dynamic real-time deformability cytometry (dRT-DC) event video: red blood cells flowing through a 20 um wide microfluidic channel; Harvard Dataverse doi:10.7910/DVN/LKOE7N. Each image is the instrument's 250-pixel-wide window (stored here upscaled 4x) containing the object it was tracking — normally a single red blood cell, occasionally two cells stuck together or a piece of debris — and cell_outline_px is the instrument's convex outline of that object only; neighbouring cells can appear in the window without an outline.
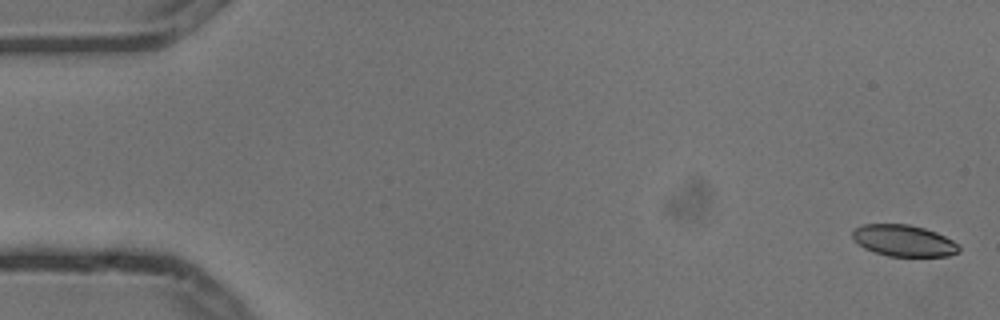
{"species": "common noctule bat (a hibernating species)", "species_latin": "Nyctalus noctula", "temperature_condition": "cold", "stored_images_in_passage": 6, "camera_frame_rate_fps": 3000, "um_per_image_px": 0.085, "animal": {"sex": "male", "body_mass_g": 13.3}, "frame": {"image": 1, "passage_image": 1, "time_ms": 0.0, "image_size_px": [1000, 320], "cell_outline_px": [[960, 252], [948, 256], [888, 256], [864, 248], [852, 240], [852, 232], [856, 228], [864, 224], [908, 224], [924, 228], [936, 232], [952, 240], [960, 248]], "centroid_in_image_um": [76.8, 20.45], "position_along_channel_um": 8.2, "area_um2": 19.48}}
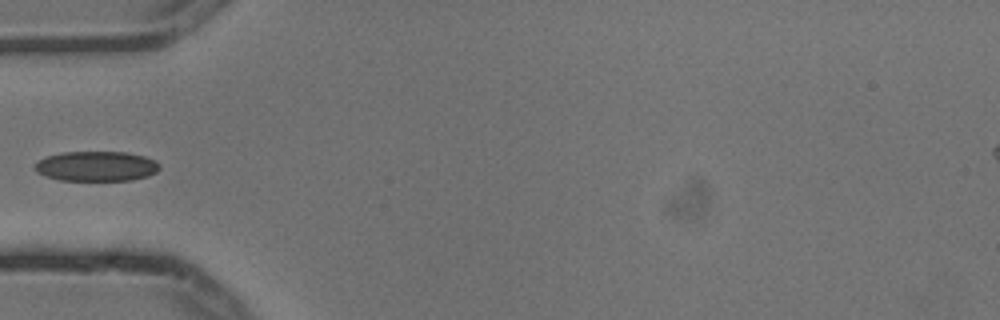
{"frame": {"image": 2, "passage_image": 5, "time_ms": 1.333, "image_size_px": [1000, 320], "cell_outline_px": [[160, 168], [156, 172], [148, 176], [132, 180], [60, 180], [44, 176], [36, 172], [32, 168], [40, 160], [48, 156], [60, 152], [128, 152], [144, 156], [156, 160], [160, 164]], "centroid_in_image_um": [8.2, 14.13], "position_along_channel_um": 76.8, "area_um2": 21.91}}
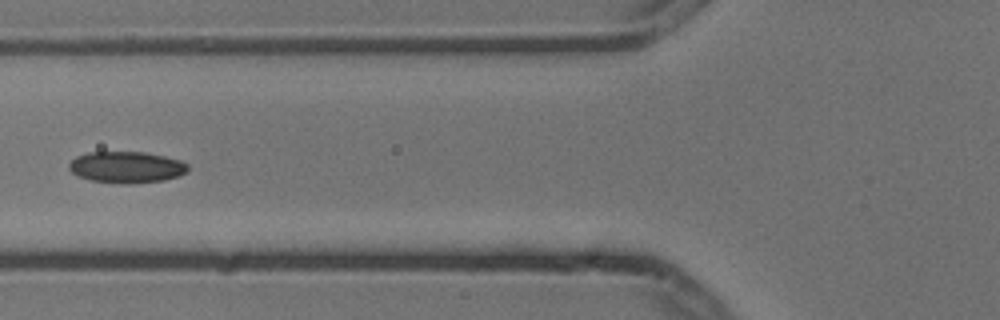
{"frame": {"image": 3, "passage_image": 6, "time_ms": 1.667, "image_size_px": [1000, 320], "cell_outline_px": [[188, 172], [180, 176], [164, 180], [132, 184], [120, 184], [92, 180], [76, 176], [68, 168], [68, 164], [76, 156], [88, 152], [144, 152], [164, 156], [180, 160], [188, 164]], "centroid_in_image_um": [10.76, 14.22], "position_along_channel_um": 115.0, "area_um2": 22.02}}